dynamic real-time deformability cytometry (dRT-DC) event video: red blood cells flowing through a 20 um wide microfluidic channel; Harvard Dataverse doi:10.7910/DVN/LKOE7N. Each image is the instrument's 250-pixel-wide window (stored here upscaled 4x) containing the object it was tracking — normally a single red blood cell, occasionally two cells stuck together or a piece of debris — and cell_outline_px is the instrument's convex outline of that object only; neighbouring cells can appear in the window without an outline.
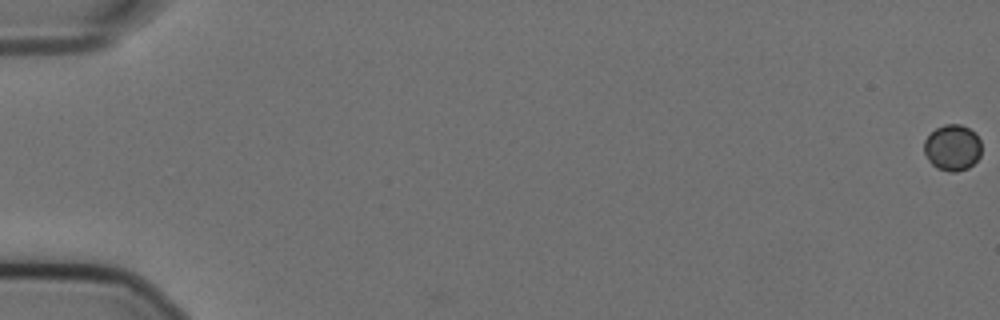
{"species": "Egyptian fruit bat (a non-hibernating species)", "species_latin": "Rousettus aegyptiacus", "temperature_condition": "cold", "stored_images_in_passage": 20, "camera_frame_rate_fps": 3000, "um_per_image_px": 0.085, "animal": {"sex": "female"}, "frame": {"image": 1, "passage_image": 1, "time_ms": 0.0, "image_size_px": [1000, 320], "cell_outline_px": [[980, 156], [968, 168], [956, 172], [948, 172], [936, 168], [928, 160], [924, 152], [924, 140], [936, 128], [944, 124], [960, 124], [976, 132], [980, 140]], "centroid_in_image_um": [80.95, 12.55], "position_along_channel_um": 4.0, "area_um2": 15.49}}